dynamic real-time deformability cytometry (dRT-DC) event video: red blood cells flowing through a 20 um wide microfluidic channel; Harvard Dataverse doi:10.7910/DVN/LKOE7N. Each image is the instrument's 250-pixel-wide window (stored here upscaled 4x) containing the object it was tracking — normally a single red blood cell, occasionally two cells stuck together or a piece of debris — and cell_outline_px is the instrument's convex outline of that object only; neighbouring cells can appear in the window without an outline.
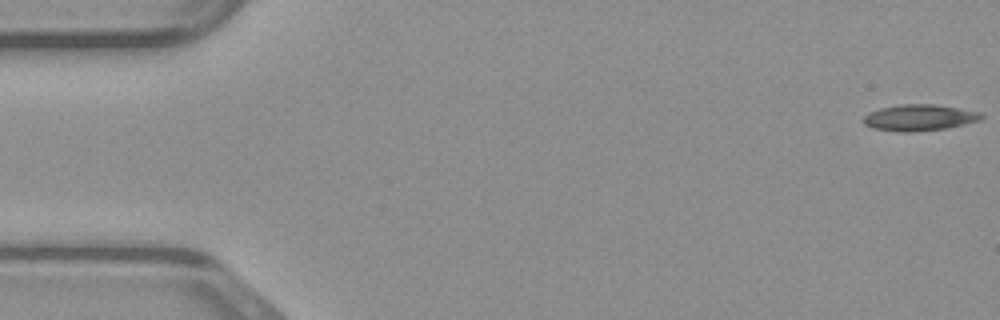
{"species": "common noctule bat (a hibernating species)", "species_latin": "Nyctalus noctula", "temperature_condition": "warm", "stored_images_in_passage": 48, "camera_frame_rate_fps": 3000, "um_per_image_px": 0.085, "animal": {"sex": "male", "body_mass_g": 23.1, "forearm_length_mm": 52.7}, "frame": {"image": 1, "passage_image": 1, "time_ms": 0.0, "image_size_px": [1000, 320], "cell_outline_px": [[984, 116], [980, 120], [948, 128], [912, 132], [900, 132], [872, 128], [864, 124], [860, 120], [868, 112], [880, 108], [900, 104], [936, 104], [960, 108], [980, 112]], "centroid_in_image_um": [78.11, 9.99], "position_along_channel_um": 6.9, "area_um2": 18.26}}
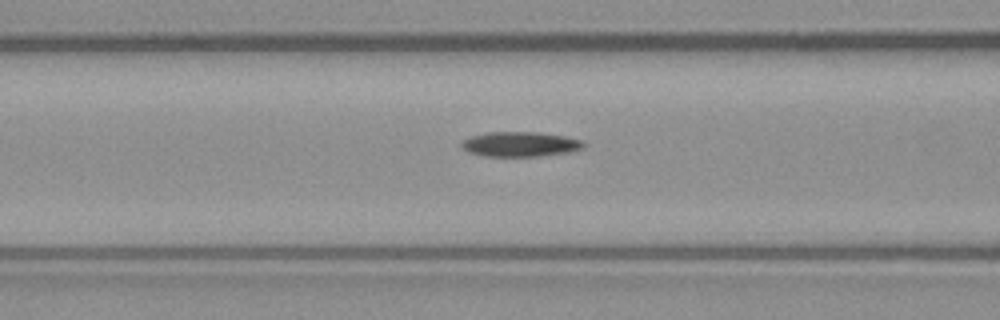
{"frame": {"image": 2, "passage_image": 19, "time_ms": 6.0, "image_size_px": [1000, 320], "cell_outline_px": [[588, 144], [584, 148], [572, 152], [536, 156], [484, 156], [468, 152], [460, 148], [460, 144], [464, 140], [472, 136], [488, 132], [536, 132], [564, 136], [580, 140]], "centroid_in_image_um": [44.23, 12.26], "position_along_channel_um": 122.4, "area_um2": 17.74}}
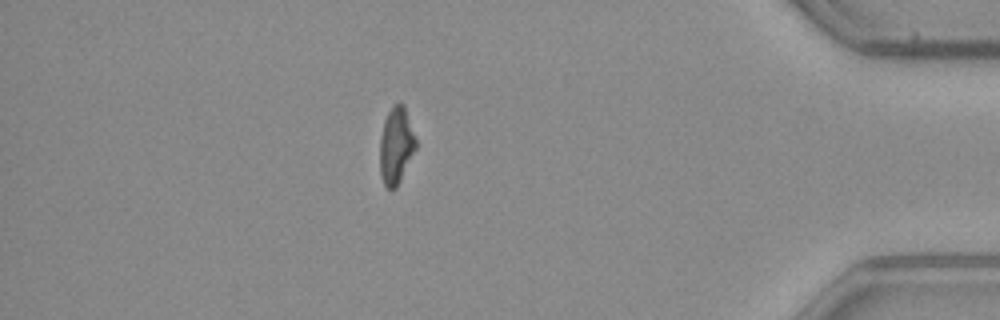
{"frame": {"image": 3, "passage_image": 42, "time_ms": 13.667, "image_size_px": [1000, 320], "cell_outline_px": [[416, 148], [396, 188], [388, 188], [384, 184], [380, 172], [380, 140], [384, 120], [392, 104], [400, 100], [404, 104], [416, 140]], "centroid_in_image_um": [33.66, 12.31], "position_along_channel_um": 401.5, "area_um2": 16.01}}